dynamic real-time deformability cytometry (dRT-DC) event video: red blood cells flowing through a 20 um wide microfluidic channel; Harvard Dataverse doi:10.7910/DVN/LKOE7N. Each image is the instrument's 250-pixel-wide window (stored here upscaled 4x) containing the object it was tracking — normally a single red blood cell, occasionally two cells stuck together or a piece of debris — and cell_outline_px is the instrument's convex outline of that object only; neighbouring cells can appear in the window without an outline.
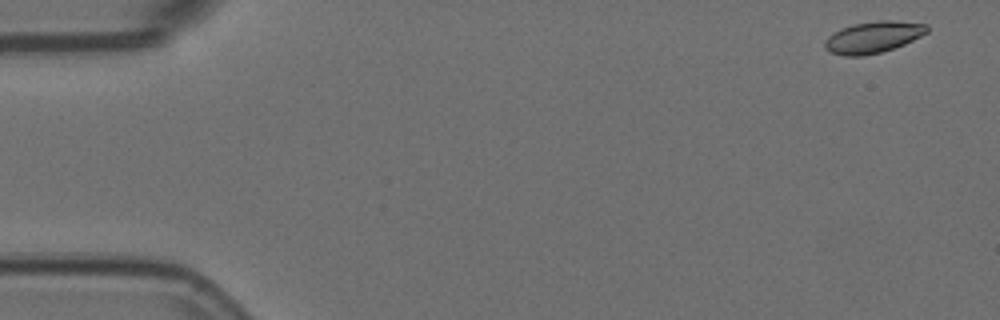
{"species": "Egyptian fruit bat (a non-hibernating species)", "species_latin": "Rousettus aegyptiacus", "temperature_condition": "room temperature", "stored_images_in_passage": 5, "camera_frame_rate_fps": 3000, "um_per_image_px": 0.085, "animal": {"sex": "female"}, "frame": {"image": 1, "passage_image": 1, "time_ms": 0.0, "image_size_px": [1000, 320], "cell_outline_px": [[928, 32], [904, 44], [880, 52], [864, 56], [844, 56], [828, 52], [824, 48], [824, 40], [828, 36], [840, 28], [852, 24], [880, 20], [892, 20], [928, 24]], "centroid_in_image_um": [74.17, 3.16], "position_along_channel_um": 10.8, "area_um2": 18.9}}
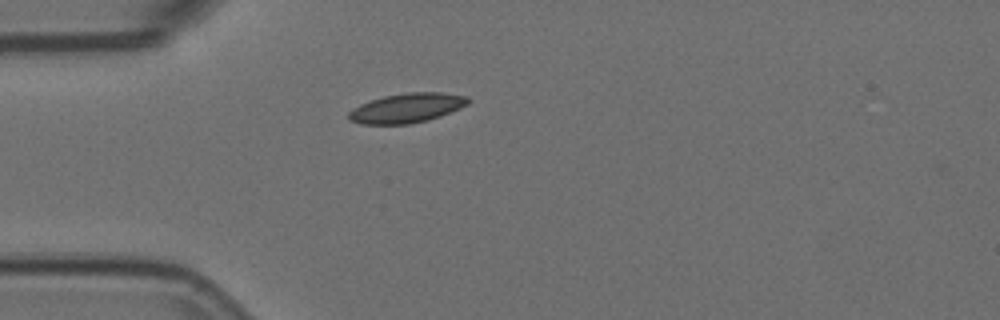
{"frame": {"image": 2, "passage_image": 5, "time_ms": 1.333, "image_size_px": [1000, 320], "cell_outline_px": [[472, 100], [468, 104], [460, 108], [440, 116], [428, 120], [408, 124], [360, 124], [348, 120], [348, 112], [352, 108], [360, 104], [384, 96], [408, 92], [440, 92], [468, 96]], "centroid_in_image_um": [34.58, 9.18], "position_along_channel_um": 50.4, "area_um2": 20.63}}